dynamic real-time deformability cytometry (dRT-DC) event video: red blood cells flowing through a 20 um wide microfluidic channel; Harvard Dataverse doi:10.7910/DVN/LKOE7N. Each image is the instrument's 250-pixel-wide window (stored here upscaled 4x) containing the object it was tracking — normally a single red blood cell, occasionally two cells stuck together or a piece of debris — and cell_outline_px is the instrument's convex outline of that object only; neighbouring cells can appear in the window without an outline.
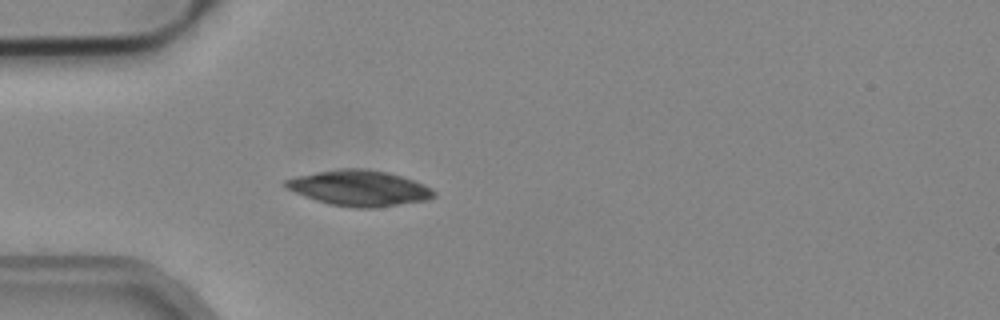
{"species": "common noctule bat (a hibernating species)", "species_latin": "Nyctalus noctula", "temperature_condition": "cold", "stored_images_in_passage": 37, "camera_frame_rate_fps": 3000, "um_per_image_px": 0.085, "animal": {"sex": "male", "body_mass_g": 19.2, "forearm_length_mm": 51.8}, "frame": {"image": 1, "passage_image": 6, "time_ms": 1.667, "image_size_px": [1000, 320], "cell_outline_px": [[436, 196], [428, 200], [376, 208], [352, 208], [328, 204], [304, 196], [284, 188], [280, 184], [284, 180], [296, 176], [340, 168], [364, 168], [388, 172], [424, 184], [436, 192]], "centroid_in_image_um": [30.51, 15.99], "position_along_channel_um": 54.5, "area_um2": 31.1}}
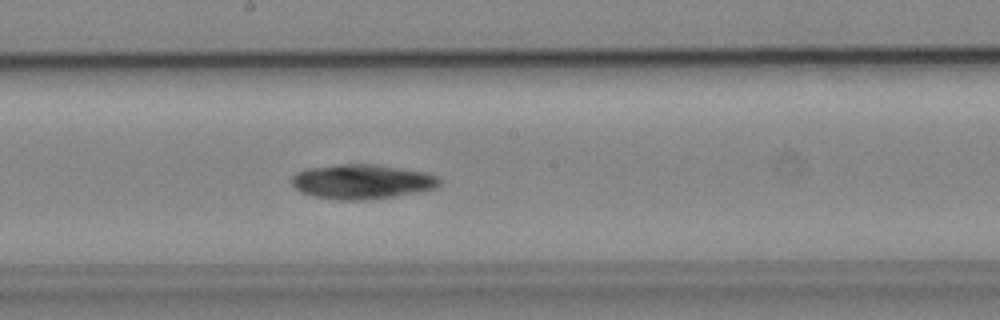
{"frame": {"image": 2, "passage_image": 19, "time_ms": 6.0, "image_size_px": [1000, 320], "cell_outline_px": [[440, 184], [436, 188], [396, 196], [360, 200], [336, 200], [312, 196], [300, 192], [292, 184], [292, 176], [296, 172], [304, 168], [340, 164], [372, 164], [424, 172], [436, 176], [440, 180]], "centroid_in_image_um": [30.71, 15.44], "position_along_channel_um": 217.5, "area_um2": 29.77}}
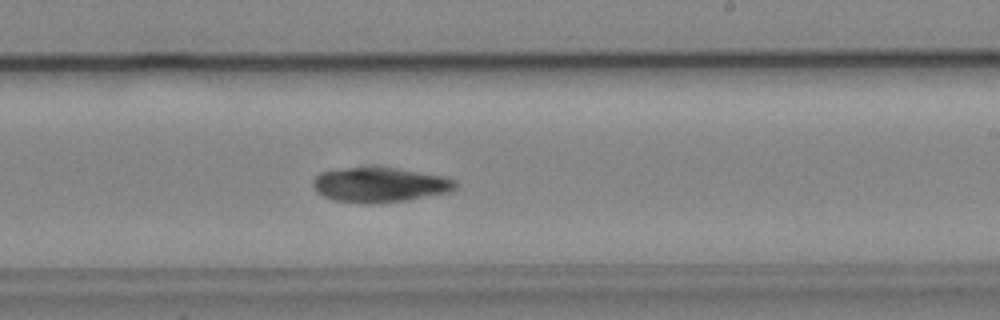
{"frame": {"image": 3, "passage_image": 22, "time_ms": 7.0, "image_size_px": [1000, 320], "cell_outline_px": [[456, 188], [448, 192], [408, 200], [376, 204], [360, 204], [332, 200], [316, 192], [312, 184], [312, 180], [320, 172], [364, 164], [380, 164], [444, 176], [456, 180]], "centroid_in_image_um": [32.24, 15.66], "position_along_channel_um": 256.8, "area_um2": 30.29}}